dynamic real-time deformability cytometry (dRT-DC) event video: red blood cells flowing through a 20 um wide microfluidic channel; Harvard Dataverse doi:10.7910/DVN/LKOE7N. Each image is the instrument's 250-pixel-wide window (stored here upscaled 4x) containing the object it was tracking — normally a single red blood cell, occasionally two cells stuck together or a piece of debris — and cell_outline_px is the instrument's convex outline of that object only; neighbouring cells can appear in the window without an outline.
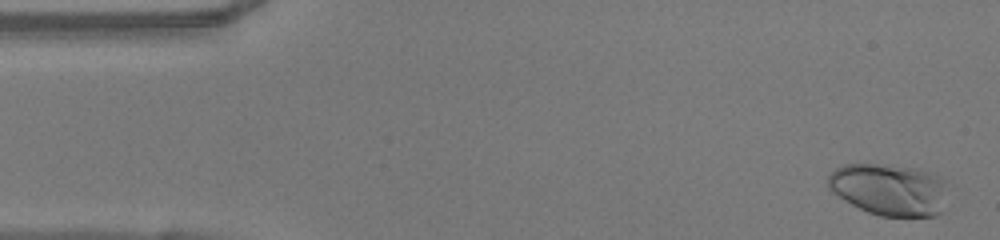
{"species": "human", "species_latin": "Homo sapiens", "temperature_condition": "warm", "stored_images_in_passage": 49, "camera_frame_rate_fps": 3000, "um_per_image_px": 0.085, "donor": {"sex": "female"}, "frame": {"image": 1, "passage_image": 2, "time_ms": 0.333, "image_size_px": [1000, 240], "cell_outline_px": [[944, 212], [936, 216], [880, 216], [868, 212], [844, 200], [832, 192], [828, 188], [828, 172], [844, 164], [876, 164], [920, 168], [940, 176], [944, 184]], "centroid_in_image_um": [75.57, 16.1], "position_along_channel_um": 9.4, "area_um2": 36.36}}
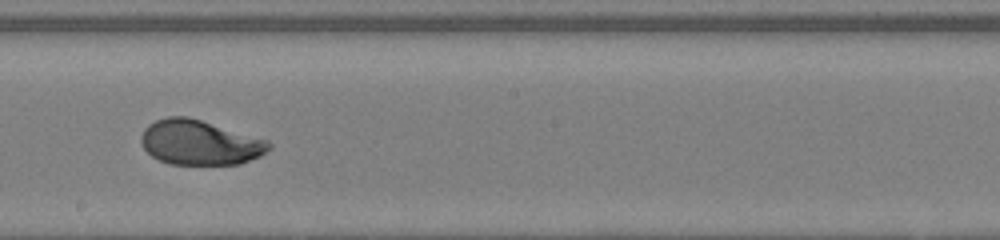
{"frame": {"image": 2, "passage_image": 27, "time_ms": 8.667, "image_size_px": [1000, 240], "cell_outline_px": [[272, 148], [260, 156], [240, 164], [168, 164], [152, 156], [144, 148], [140, 140], [140, 136], [144, 128], [148, 124], [156, 120], [168, 116], [188, 116], [268, 140], [272, 144]], "centroid_in_image_um": [16.98, 12.11], "position_along_channel_um": 231.2, "area_um2": 33.47}}
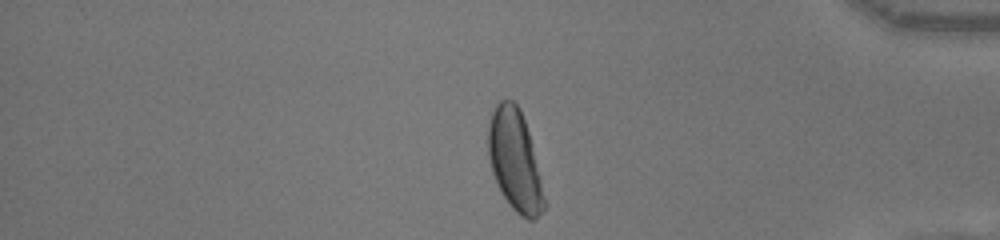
{"frame": {"image": 3, "passage_image": 41, "time_ms": 13.333, "image_size_px": [1000, 240], "cell_outline_px": [[548, 204], [532, 220], [528, 220], [520, 216], [508, 204], [500, 192], [496, 184], [492, 172], [488, 156], [488, 124], [492, 112], [496, 104], [500, 100], [512, 100], [520, 108], [528, 132]], "centroid_in_image_um": [43.75, 13.68], "position_along_channel_um": 391.4, "area_um2": 33.06}, "authors_computed_cell_mechanics": {"area_um2": 33.4662, "velocity_mm_per_s": 4.1032, "shape_relaxation_time_tau1_ms": 4.5151, "shape_relaxation_time_tau2_ms": 1.0981, "deformation_change_tau1": 0.2012, "deformation_change_tau2": 0.0404}}